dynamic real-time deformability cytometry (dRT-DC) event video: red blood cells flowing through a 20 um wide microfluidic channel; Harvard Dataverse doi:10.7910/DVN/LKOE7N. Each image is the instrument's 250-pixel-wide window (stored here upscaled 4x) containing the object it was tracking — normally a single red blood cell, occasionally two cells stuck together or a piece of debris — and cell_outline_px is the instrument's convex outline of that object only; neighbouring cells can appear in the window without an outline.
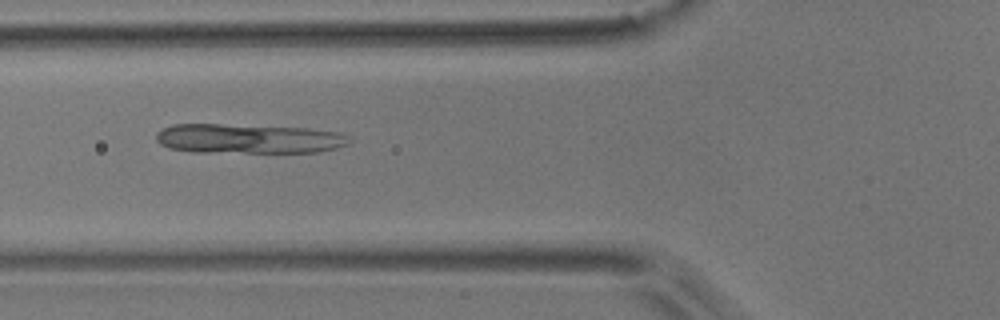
{"species": "common noctule bat (a hibernating species)", "species_latin": "Nyctalus noctula", "temperature_condition": "room temperature", "stored_images_in_passage": 8, "camera_frame_rate_fps": 3000, "um_per_image_px": 0.085, "animal": {"sex": "male", "body_mass_g": 17.9}, "frame": {"image": 1, "passage_image": 6, "time_ms": 1.667, "image_size_px": [1000, 320], "cell_outline_px": [[352, 140], [348, 144], [336, 148], [320, 152], [192, 152], [168, 148], [160, 144], [156, 140], [156, 132], [172, 124], [220, 124], [308, 128], [340, 132], [348, 136]], "centroid_in_image_um": [21.12, 11.79], "position_along_channel_um": 104.7, "area_um2": 33.52}}
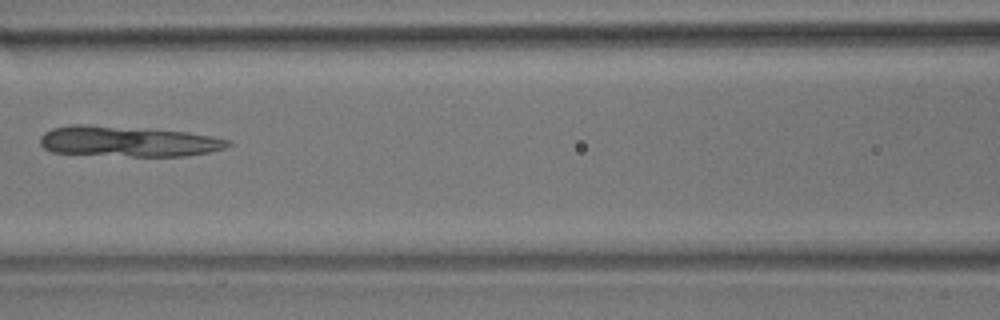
{"frame": {"image": 2, "passage_image": 7, "time_ms": 2.0, "image_size_px": [1000, 320], "cell_outline_px": [[232, 144], [224, 148], [208, 152], [188, 156], [132, 156], [52, 152], [44, 148], [40, 144], [40, 136], [44, 132], [52, 128], [72, 124], [88, 124], [188, 132], [232, 140]], "centroid_in_image_um": [10.87, 12.01], "position_along_channel_um": 155.7, "area_um2": 33.41}}